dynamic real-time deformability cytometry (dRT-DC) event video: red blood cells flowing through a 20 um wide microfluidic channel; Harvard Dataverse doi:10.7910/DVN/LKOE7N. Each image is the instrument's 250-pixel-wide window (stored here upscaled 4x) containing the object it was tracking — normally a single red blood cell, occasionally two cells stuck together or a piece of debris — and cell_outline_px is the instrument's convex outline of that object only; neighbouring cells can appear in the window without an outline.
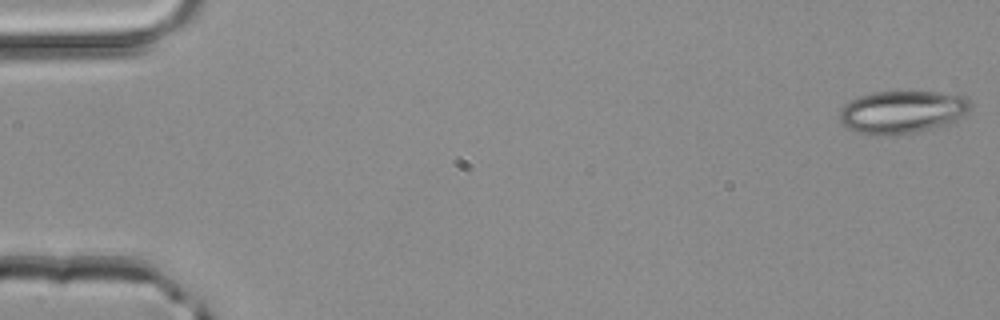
{"species": "common noctule bat (a hibernating species)", "species_latin": "Nyctalus noctula", "temperature_condition": "room temperature", "stored_images_in_passage": 3, "camera_frame_rate_fps": 3000, "um_per_image_px": 0.085, "animal": {"sex": "male", "body_mass_g": 20.4}, "frame": {"image": 1, "passage_image": 1, "time_ms": 0.0, "image_size_px": [1000, 320], "cell_outline_px": [[972, 104], [968, 112], [956, 120], [948, 124], [932, 128], [912, 132], [876, 136], [856, 132], [844, 124], [840, 120], [840, 108], [844, 104], [856, 96], [872, 92], [936, 92], [964, 96]], "centroid_in_image_um": [76.66, 9.51], "position_along_channel_um": 8.3, "area_um2": 32.48}}